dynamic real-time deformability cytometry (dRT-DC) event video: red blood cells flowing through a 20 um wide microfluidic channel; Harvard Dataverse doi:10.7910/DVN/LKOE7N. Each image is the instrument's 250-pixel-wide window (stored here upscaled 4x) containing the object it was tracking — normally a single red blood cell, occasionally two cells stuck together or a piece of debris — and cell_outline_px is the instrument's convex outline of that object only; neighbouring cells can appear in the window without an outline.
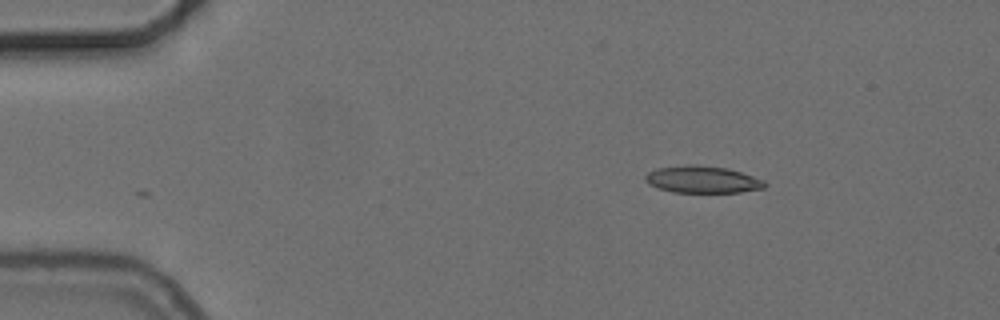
{"species": "common noctule bat (a hibernating species)", "species_latin": "Nyctalus noctula", "temperature_condition": "cold", "stored_images_in_passage": 8, "camera_frame_rate_fps": 3000, "um_per_image_px": 0.085, "animal": {"sex": "female", "body_mass_g": 24.6, "forearm_length_mm": 56.2}, "frame": {"image": 1, "passage_image": 1, "time_ms": 0.0, "image_size_px": [1000, 320], "cell_outline_px": [[768, 184], [764, 188], [740, 192], [672, 192], [656, 188], [648, 184], [644, 180], [644, 176], [648, 172], [656, 168], [688, 164], [692, 164], [724, 168], [740, 172], [764, 180]], "centroid_in_image_um": [59.66, 15.26], "position_along_channel_um": 25.3, "area_um2": 18.84}}